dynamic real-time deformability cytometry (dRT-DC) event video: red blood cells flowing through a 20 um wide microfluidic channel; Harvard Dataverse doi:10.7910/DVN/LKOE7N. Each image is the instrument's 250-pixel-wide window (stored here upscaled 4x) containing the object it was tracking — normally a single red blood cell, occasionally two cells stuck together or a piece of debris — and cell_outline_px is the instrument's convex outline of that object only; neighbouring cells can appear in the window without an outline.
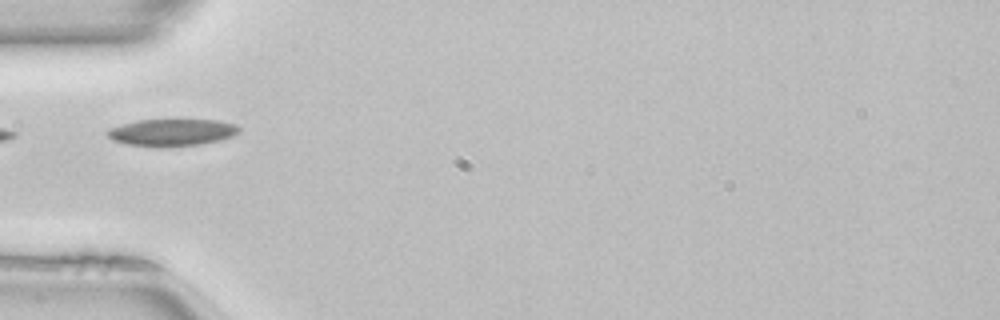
{"species": "common noctule bat (a hibernating species)", "species_latin": "Nyctalus noctula", "temperature_condition": "room temperature", "stored_images_in_passage": 35, "camera_frame_rate_fps": 3000, "um_per_image_px": 0.085, "animal": {"sex": "female", "body_mass_g": 22.7, "forearm_length_mm": 54.2}, "frame": {"image": 1, "passage_image": 1, "time_ms": 0.0, "image_size_px": [1000, 320], "cell_outline_px": [[240, 132], [232, 136], [220, 140], [200, 144], [168, 148], [156, 148], [128, 144], [112, 140], [108, 136], [108, 128], [136, 120], [220, 120], [232, 124], [240, 128]], "centroid_in_image_um": [14.59, 11.27], "position_along_channel_um": 70.4, "area_um2": 20.98}}
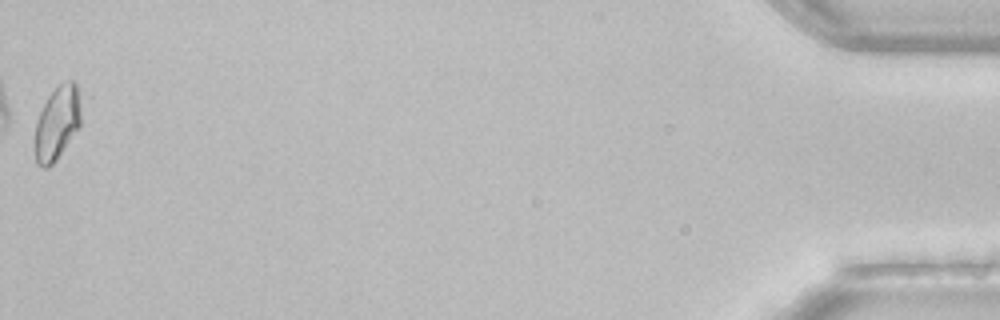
{"frame": {"image": 2, "passage_image": 35, "time_ms": 11.333, "image_size_px": [1000, 320], "cell_outline_px": [[80, 124], [56, 160], [52, 164], [44, 168], [36, 164], [36, 120], [48, 96], [60, 84], [68, 80], [72, 80], [76, 84], [80, 108]], "centroid_in_image_um": [4.84, 10.45], "position_along_channel_um": 430.4, "area_um2": 19.13}, "authors_computed_cell_mechanics": {"area_um2": 19.1318, "velocity_mm_per_s": 4.0495, "shape_relaxation_time_tau1_ms": 6.7523, "shape_relaxation_time_tau2_ms": null, "deformation_change_tau1": 0.117, "deformation_change_tau2": null}}